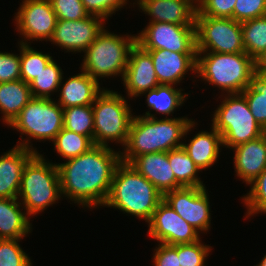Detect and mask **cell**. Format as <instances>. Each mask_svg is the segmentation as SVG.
Returning <instances> with one entry per match:
<instances>
[{
  "label": "cell",
  "instance_id": "6da1fadb",
  "mask_svg": "<svg viewBox=\"0 0 266 266\" xmlns=\"http://www.w3.org/2000/svg\"><path fill=\"white\" fill-rule=\"evenodd\" d=\"M121 162V151L115 152L110 146L95 145L66 163H56L61 195L82 207L103 206L115 170Z\"/></svg>",
  "mask_w": 266,
  "mask_h": 266
},
{
  "label": "cell",
  "instance_id": "7a4b0ae2",
  "mask_svg": "<svg viewBox=\"0 0 266 266\" xmlns=\"http://www.w3.org/2000/svg\"><path fill=\"white\" fill-rule=\"evenodd\" d=\"M188 117L157 119L150 111L133 117L128 140L121 152V161L130 164L146 153L168 152L182 147L180 140L195 127Z\"/></svg>",
  "mask_w": 266,
  "mask_h": 266
},
{
  "label": "cell",
  "instance_id": "3957f363",
  "mask_svg": "<svg viewBox=\"0 0 266 266\" xmlns=\"http://www.w3.org/2000/svg\"><path fill=\"white\" fill-rule=\"evenodd\" d=\"M162 200V193L147 178L131 164L121 162L103 207L119 209L148 223Z\"/></svg>",
  "mask_w": 266,
  "mask_h": 266
},
{
  "label": "cell",
  "instance_id": "277c9868",
  "mask_svg": "<svg viewBox=\"0 0 266 266\" xmlns=\"http://www.w3.org/2000/svg\"><path fill=\"white\" fill-rule=\"evenodd\" d=\"M256 71L257 63L246 52L196 54V78H201L227 94L242 93Z\"/></svg>",
  "mask_w": 266,
  "mask_h": 266
},
{
  "label": "cell",
  "instance_id": "5b68a950",
  "mask_svg": "<svg viewBox=\"0 0 266 266\" xmlns=\"http://www.w3.org/2000/svg\"><path fill=\"white\" fill-rule=\"evenodd\" d=\"M58 167L36 153L24 166L17 198L31 218L61 198Z\"/></svg>",
  "mask_w": 266,
  "mask_h": 266
},
{
  "label": "cell",
  "instance_id": "8992f818",
  "mask_svg": "<svg viewBox=\"0 0 266 266\" xmlns=\"http://www.w3.org/2000/svg\"><path fill=\"white\" fill-rule=\"evenodd\" d=\"M136 45V35H123L106 31L105 28L84 51L81 69L98 83L103 77L121 76L128 64L131 49Z\"/></svg>",
  "mask_w": 266,
  "mask_h": 266
},
{
  "label": "cell",
  "instance_id": "52a82bcc",
  "mask_svg": "<svg viewBox=\"0 0 266 266\" xmlns=\"http://www.w3.org/2000/svg\"><path fill=\"white\" fill-rule=\"evenodd\" d=\"M125 98L108 89H103L97 95L92 104L95 145L109 146V141H115L123 145L122 147L126 145L134 116Z\"/></svg>",
  "mask_w": 266,
  "mask_h": 266
},
{
  "label": "cell",
  "instance_id": "ba28073f",
  "mask_svg": "<svg viewBox=\"0 0 266 266\" xmlns=\"http://www.w3.org/2000/svg\"><path fill=\"white\" fill-rule=\"evenodd\" d=\"M225 96L213 112L211 120L212 126L222 136L224 147L231 149L266 133L252 115L248 103L241 93L226 94Z\"/></svg>",
  "mask_w": 266,
  "mask_h": 266
},
{
  "label": "cell",
  "instance_id": "9c48e42d",
  "mask_svg": "<svg viewBox=\"0 0 266 266\" xmlns=\"http://www.w3.org/2000/svg\"><path fill=\"white\" fill-rule=\"evenodd\" d=\"M9 126L28 136L25 140L20 136L22 142L18 141L17 146L38 153L31 139L53 141L63 128V108L53 98L32 97Z\"/></svg>",
  "mask_w": 266,
  "mask_h": 266
},
{
  "label": "cell",
  "instance_id": "30bf717a",
  "mask_svg": "<svg viewBox=\"0 0 266 266\" xmlns=\"http://www.w3.org/2000/svg\"><path fill=\"white\" fill-rule=\"evenodd\" d=\"M196 52H245L241 23L233 18L195 16Z\"/></svg>",
  "mask_w": 266,
  "mask_h": 266
},
{
  "label": "cell",
  "instance_id": "8fae6325",
  "mask_svg": "<svg viewBox=\"0 0 266 266\" xmlns=\"http://www.w3.org/2000/svg\"><path fill=\"white\" fill-rule=\"evenodd\" d=\"M136 44L144 50L166 49L178 53H197L196 25L149 22L136 35Z\"/></svg>",
  "mask_w": 266,
  "mask_h": 266
},
{
  "label": "cell",
  "instance_id": "7c38bea8",
  "mask_svg": "<svg viewBox=\"0 0 266 266\" xmlns=\"http://www.w3.org/2000/svg\"><path fill=\"white\" fill-rule=\"evenodd\" d=\"M14 18L17 31L24 38L20 43L26 45L31 40L49 41L57 23L50 0H23Z\"/></svg>",
  "mask_w": 266,
  "mask_h": 266
},
{
  "label": "cell",
  "instance_id": "4fadbf2b",
  "mask_svg": "<svg viewBox=\"0 0 266 266\" xmlns=\"http://www.w3.org/2000/svg\"><path fill=\"white\" fill-rule=\"evenodd\" d=\"M163 200L199 232L210 229L211 209L205 186L174 189L165 193Z\"/></svg>",
  "mask_w": 266,
  "mask_h": 266
},
{
  "label": "cell",
  "instance_id": "5bb4252c",
  "mask_svg": "<svg viewBox=\"0 0 266 266\" xmlns=\"http://www.w3.org/2000/svg\"><path fill=\"white\" fill-rule=\"evenodd\" d=\"M148 224V235L167 245L193 243L200 240V232L187 223L175 210L162 200Z\"/></svg>",
  "mask_w": 266,
  "mask_h": 266
},
{
  "label": "cell",
  "instance_id": "9a60e30c",
  "mask_svg": "<svg viewBox=\"0 0 266 266\" xmlns=\"http://www.w3.org/2000/svg\"><path fill=\"white\" fill-rule=\"evenodd\" d=\"M106 21L95 15L80 20L57 19L52 38L49 40L66 52H84L105 27Z\"/></svg>",
  "mask_w": 266,
  "mask_h": 266
},
{
  "label": "cell",
  "instance_id": "2e32d148",
  "mask_svg": "<svg viewBox=\"0 0 266 266\" xmlns=\"http://www.w3.org/2000/svg\"><path fill=\"white\" fill-rule=\"evenodd\" d=\"M122 81L130 99L137 98L142 93L160 85L155 74L151 55L138 44L130 51Z\"/></svg>",
  "mask_w": 266,
  "mask_h": 266
},
{
  "label": "cell",
  "instance_id": "e0dca14e",
  "mask_svg": "<svg viewBox=\"0 0 266 266\" xmlns=\"http://www.w3.org/2000/svg\"><path fill=\"white\" fill-rule=\"evenodd\" d=\"M152 57L159 84L177 85L188 71L196 74V54L178 53L166 49L146 50Z\"/></svg>",
  "mask_w": 266,
  "mask_h": 266
},
{
  "label": "cell",
  "instance_id": "ac0fdd59",
  "mask_svg": "<svg viewBox=\"0 0 266 266\" xmlns=\"http://www.w3.org/2000/svg\"><path fill=\"white\" fill-rule=\"evenodd\" d=\"M136 4L152 17L149 22L195 25L197 6L193 0H139Z\"/></svg>",
  "mask_w": 266,
  "mask_h": 266
},
{
  "label": "cell",
  "instance_id": "d6986e66",
  "mask_svg": "<svg viewBox=\"0 0 266 266\" xmlns=\"http://www.w3.org/2000/svg\"><path fill=\"white\" fill-rule=\"evenodd\" d=\"M231 149L236 175L244 183L249 185L266 169V133Z\"/></svg>",
  "mask_w": 266,
  "mask_h": 266
},
{
  "label": "cell",
  "instance_id": "ffe728a7",
  "mask_svg": "<svg viewBox=\"0 0 266 266\" xmlns=\"http://www.w3.org/2000/svg\"><path fill=\"white\" fill-rule=\"evenodd\" d=\"M164 195L181 188L168 160V152L146 153L137 156L130 163Z\"/></svg>",
  "mask_w": 266,
  "mask_h": 266
},
{
  "label": "cell",
  "instance_id": "44dd1931",
  "mask_svg": "<svg viewBox=\"0 0 266 266\" xmlns=\"http://www.w3.org/2000/svg\"><path fill=\"white\" fill-rule=\"evenodd\" d=\"M35 154L16 145L0 156V198H17L24 166Z\"/></svg>",
  "mask_w": 266,
  "mask_h": 266
},
{
  "label": "cell",
  "instance_id": "7402d4cb",
  "mask_svg": "<svg viewBox=\"0 0 266 266\" xmlns=\"http://www.w3.org/2000/svg\"><path fill=\"white\" fill-rule=\"evenodd\" d=\"M103 89L100 87V83L81 69V73L69 77L64 84L63 82L60 83L57 103L63 109L73 106L92 105Z\"/></svg>",
  "mask_w": 266,
  "mask_h": 266
},
{
  "label": "cell",
  "instance_id": "603a6c76",
  "mask_svg": "<svg viewBox=\"0 0 266 266\" xmlns=\"http://www.w3.org/2000/svg\"><path fill=\"white\" fill-rule=\"evenodd\" d=\"M223 147L221 134L211 126V131H200L182 147L193 162L202 170L208 169L216 163Z\"/></svg>",
  "mask_w": 266,
  "mask_h": 266
},
{
  "label": "cell",
  "instance_id": "cb8c5ba5",
  "mask_svg": "<svg viewBox=\"0 0 266 266\" xmlns=\"http://www.w3.org/2000/svg\"><path fill=\"white\" fill-rule=\"evenodd\" d=\"M22 207L18 198H0V239H23L32 231Z\"/></svg>",
  "mask_w": 266,
  "mask_h": 266
},
{
  "label": "cell",
  "instance_id": "d4e9b609",
  "mask_svg": "<svg viewBox=\"0 0 266 266\" xmlns=\"http://www.w3.org/2000/svg\"><path fill=\"white\" fill-rule=\"evenodd\" d=\"M31 99L30 86L22 79L0 83V111L3 122L9 126Z\"/></svg>",
  "mask_w": 266,
  "mask_h": 266
},
{
  "label": "cell",
  "instance_id": "484cf974",
  "mask_svg": "<svg viewBox=\"0 0 266 266\" xmlns=\"http://www.w3.org/2000/svg\"><path fill=\"white\" fill-rule=\"evenodd\" d=\"M181 91L183 89H175V85L160 84L156 88L142 93V95H147L145 96L147 97L146 104L150 110H154L163 116L164 114L170 116L188 98L189 94H184Z\"/></svg>",
  "mask_w": 266,
  "mask_h": 266
},
{
  "label": "cell",
  "instance_id": "4316f807",
  "mask_svg": "<svg viewBox=\"0 0 266 266\" xmlns=\"http://www.w3.org/2000/svg\"><path fill=\"white\" fill-rule=\"evenodd\" d=\"M168 160L176 181L182 187H203L198 177L201 169L193 162L183 147L168 151Z\"/></svg>",
  "mask_w": 266,
  "mask_h": 266
},
{
  "label": "cell",
  "instance_id": "83f0119b",
  "mask_svg": "<svg viewBox=\"0 0 266 266\" xmlns=\"http://www.w3.org/2000/svg\"><path fill=\"white\" fill-rule=\"evenodd\" d=\"M245 52L257 63L266 53V15L241 23Z\"/></svg>",
  "mask_w": 266,
  "mask_h": 266
},
{
  "label": "cell",
  "instance_id": "f1b7e54d",
  "mask_svg": "<svg viewBox=\"0 0 266 266\" xmlns=\"http://www.w3.org/2000/svg\"><path fill=\"white\" fill-rule=\"evenodd\" d=\"M241 94L258 124L266 131V75L256 71Z\"/></svg>",
  "mask_w": 266,
  "mask_h": 266
},
{
  "label": "cell",
  "instance_id": "f546056e",
  "mask_svg": "<svg viewBox=\"0 0 266 266\" xmlns=\"http://www.w3.org/2000/svg\"><path fill=\"white\" fill-rule=\"evenodd\" d=\"M61 67L52 59L46 67L29 83L33 98H50L52 93L58 91L63 81Z\"/></svg>",
  "mask_w": 266,
  "mask_h": 266
},
{
  "label": "cell",
  "instance_id": "4dcf8cb0",
  "mask_svg": "<svg viewBox=\"0 0 266 266\" xmlns=\"http://www.w3.org/2000/svg\"><path fill=\"white\" fill-rule=\"evenodd\" d=\"M54 150L66 160L88 152L95 144L89 136L80 135L65 128L52 141Z\"/></svg>",
  "mask_w": 266,
  "mask_h": 266
},
{
  "label": "cell",
  "instance_id": "1f68e13d",
  "mask_svg": "<svg viewBox=\"0 0 266 266\" xmlns=\"http://www.w3.org/2000/svg\"><path fill=\"white\" fill-rule=\"evenodd\" d=\"M63 128L80 135L89 136L93 140L94 122L92 105L64 108Z\"/></svg>",
  "mask_w": 266,
  "mask_h": 266
},
{
  "label": "cell",
  "instance_id": "d6a6232c",
  "mask_svg": "<svg viewBox=\"0 0 266 266\" xmlns=\"http://www.w3.org/2000/svg\"><path fill=\"white\" fill-rule=\"evenodd\" d=\"M19 44L21 79L29 84L53 58L48 53L34 50L30 44Z\"/></svg>",
  "mask_w": 266,
  "mask_h": 266
},
{
  "label": "cell",
  "instance_id": "836d02e7",
  "mask_svg": "<svg viewBox=\"0 0 266 266\" xmlns=\"http://www.w3.org/2000/svg\"><path fill=\"white\" fill-rule=\"evenodd\" d=\"M250 191L242 197L247 208L246 218L254 214H266V169L250 184Z\"/></svg>",
  "mask_w": 266,
  "mask_h": 266
},
{
  "label": "cell",
  "instance_id": "e575fe53",
  "mask_svg": "<svg viewBox=\"0 0 266 266\" xmlns=\"http://www.w3.org/2000/svg\"><path fill=\"white\" fill-rule=\"evenodd\" d=\"M21 239H0V266H32L28 254L20 247Z\"/></svg>",
  "mask_w": 266,
  "mask_h": 266
},
{
  "label": "cell",
  "instance_id": "d590c367",
  "mask_svg": "<svg viewBox=\"0 0 266 266\" xmlns=\"http://www.w3.org/2000/svg\"><path fill=\"white\" fill-rule=\"evenodd\" d=\"M212 247L202 244L201 240L193 243L178 244L180 266H206L205 261Z\"/></svg>",
  "mask_w": 266,
  "mask_h": 266
},
{
  "label": "cell",
  "instance_id": "8d00e7d4",
  "mask_svg": "<svg viewBox=\"0 0 266 266\" xmlns=\"http://www.w3.org/2000/svg\"><path fill=\"white\" fill-rule=\"evenodd\" d=\"M236 2L237 0H198L195 16L233 18Z\"/></svg>",
  "mask_w": 266,
  "mask_h": 266
},
{
  "label": "cell",
  "instance_id": "74e56055",
  "mask_svg": "<svg viewBox=\"0 0 266 266\" xmlns=\"http://www.w3.org/2000/svg\"><path fill=\"white\" fill-rule=\"evenodd\" d=\"M57 19L80 20L89 16L81 0H50Z\"/></svg>",
  "mask_w": 266,
  "mask_h": 266
},
{
  "label": "cell",
  "instance_id": "f35d334b",
  "mask_svg": "<svg viewBox=\"0 0 266 266\" xmlns=\"http://www.w3.org/2000/svg\"><path fill=\"white\" fill-rule=\"evenodd\" d=\"M266 15V0H237L233 19L240 23Z\"/></svg>",
  "mask_w": 266,
  "mask_h": 266
},
{
  "label": "cell",
  "instance_id": "ab89813d",
  "mask_svg": "<svg viewBox=\"0 0 266 266\" xmlns=\"http://www.w3.org/2000/svg\"><path fill=\"white\" fill-rule=\"evenodd\" d=\"M89 15H95L107 20L112 14L127 5L128 0H81Z\"/></svg>",
  "mask_w": 266,
  "mask_h": 266
},
{
  "label": "cell",
  "instance_id": "60d3db41",
  "mask_svg": "<svg viewBox=\"0 0 266 266\" xmlns=\"http://www.w3.org/2000/svg\"><path fill=\"white\" fill-rule=\"evenodd\" d=\"M21 79L20 54L0 52V83Z\"/></svg>",
  "mask_w": 266,
  "mask_h": 266
},
{
  "label": "cell",
  "instance_id": "b9f144b4",
  "mask_svg": "<svg viewBox=\"0 0 266 266\" xmlns=\"http://www.w3.org/2000/svg\"><path fill=\"white\" fill-rule=\"evenodd\" d=\"M154 251V266H180L178 244L167 245L159 243Z\"/></svg>",
  "mask_w": 266,
  "mask_h": 266
},
{
  "label": "cell",
  "instance_id": "7bdbcfd3",
  "mask_svg": "<svg viewBox=\"0 0 266 266\" xmlns=\"http://www.w3.org/2000/svg\"><path fill=\"white\" fill-rule=\"evenodd\" d=\"M257 71L266 75V53L257 62Z\"/></svg>",
  "mask_w": 266,
  "mask_h": 266
},
{
  "label": "cell",
  "instance_id": "ee69618b",
  "mask_svg": "<svg viewBox=\"0 0 266 266\" xmlns=\"http://www.w3.org/2000/svg\"><path fill=\"white\" fill-rule=\"evenodd\" d=\"M256 266H266V255L262 257V260Z\"/></svg>",
  "mask_w": 266,
  "mask_h": 266
}]
</instances>
